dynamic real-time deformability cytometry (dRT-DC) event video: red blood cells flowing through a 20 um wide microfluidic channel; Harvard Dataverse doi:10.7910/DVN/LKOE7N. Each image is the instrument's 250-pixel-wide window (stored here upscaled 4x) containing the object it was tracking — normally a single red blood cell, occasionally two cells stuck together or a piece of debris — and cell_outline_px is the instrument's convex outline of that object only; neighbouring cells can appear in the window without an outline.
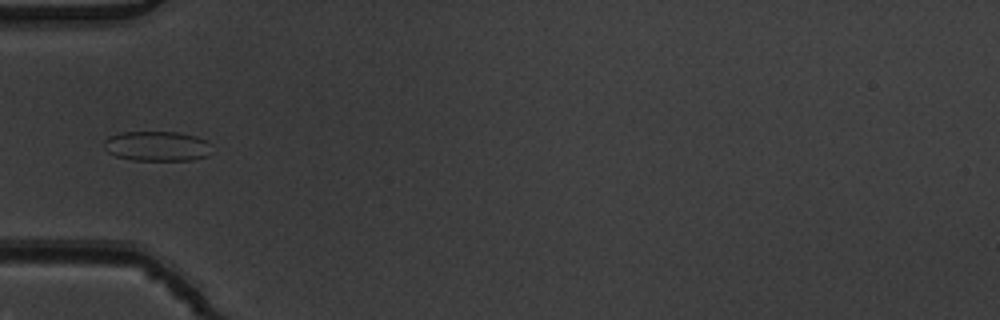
{"species": "common noctule bat (a hibernating species)", "species_latin": "Nyctalus noctula", "temperature_condition": "warm", "stored_images_in_passage": 6, "camera_frame_rate_fps": 3000, "um_per_image_px": 0.085, "animal": {"sex": "male", "body_mass_g": 19.5, "forearm_length_mm": 54.6}, "frame": {"image": 1, "passage_image": 5, "time_ms": 1.333, "image_size_px": [1000, 320], "cell_outline_px": [[208, 156], [192, 160], [132, 160], [116, 156], [108, 152], [104, 148], [104, 140], [108, 136], [120, 132], [176, 132], [196, 136], [204, 140]], "centroid_in_image_um": [13.24, 12.42], "position_along_channel_um": 71.8, "area_um2": 18.5}}
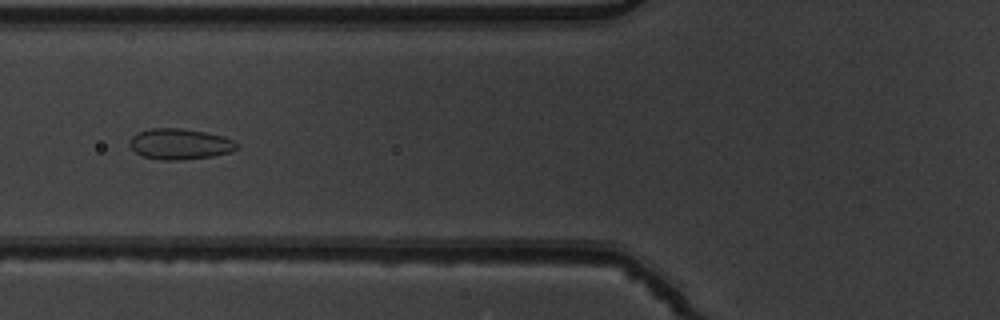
{"frame": {"image": 2, "passage_image": 6, "time_ms": 1.667, "image_size_px": [1000, 320], "cell_outline_px": [[240, 148], [228, 152], [212, 156], [180, 160], [160, 160], [144, 156], [136, 152], [128, 144], [132, 136], [140, 132], [152, 128], [180, 128], [204, 132], [224, 136], [236, 140], [240, 144]], "centroid_in_image_um": [15.34, 12.24], "position_along_channel_um": 110.5, "area_um2": 19.25}}